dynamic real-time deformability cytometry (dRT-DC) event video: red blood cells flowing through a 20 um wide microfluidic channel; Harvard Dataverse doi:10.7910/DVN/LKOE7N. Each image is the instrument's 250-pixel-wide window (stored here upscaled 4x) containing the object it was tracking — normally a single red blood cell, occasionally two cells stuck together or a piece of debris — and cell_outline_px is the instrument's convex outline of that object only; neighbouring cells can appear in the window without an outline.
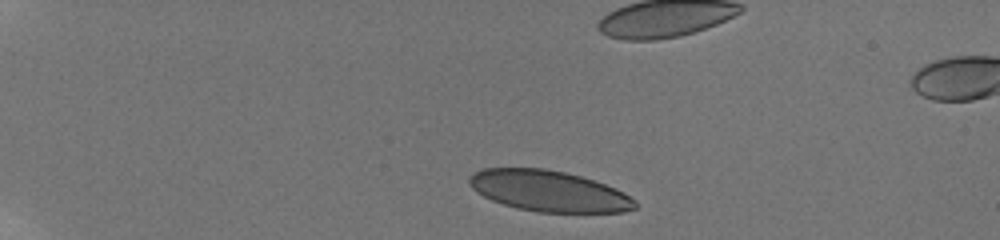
{"species": "human", "species_latin": "Homo sapiens", "temperature_condition": "room temperature", "stored_images_in_passage": 36, "camera_frame_rate_fps": 3000, "um_per_image_px": 0.085, "donor": {"sex": "male"}, "frame": {"image": 1, "passage_image": 2, "time_ms": 0.667, "image_size_px": [1000, 240], "cell_outline_px": [[636, 208], [624, 212], [536, 212], [516, 208], [492, 200], [476, 192], [468, 184], [468, 176], [472, 172], [484, 168], [544, 168], [564, 172], [580, 176], [616, 188], [636, 200]], "centroid_in_image_um": [46.61, 16.23], "position_along_channel_um": 38.4, "area_um2": 39.59}}
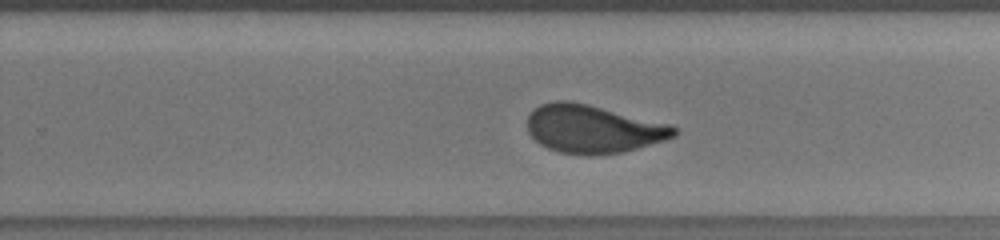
{"frame": {"image": 2, "passage_image": 26, "time_ms": 9.333, "image_size_px": [1000, 240], "cell_outline_px": [[680, 132], [676, 136], [664, 140], [624, 152], [592, 156], [584, 156], [560, 152], [548, 148], [540, 144], [528, 132], [528, 116], [532, 108], [540, 104], [556, 100], [568, 100], [588, 104], [672, 124], [680, 128]], "centroid_in_image_um": [50.44, 10.96], "position_along_channel_um": 279.4, "area_um2": 41.73}}
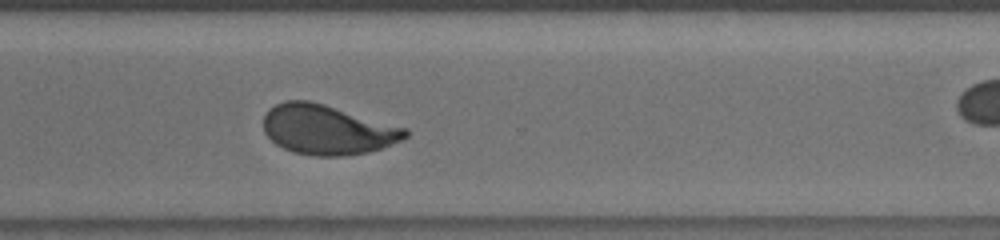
{"frame": {"image": 3, "passage_image": 30, "time_ms": 11.0, "image_size_px": [1000, 240], "cell_outline_px": [[408, 136], [400, 140], [380, 148], [368, 152], [344, 156], [316, 156], [292, 152], [276, 144], [264, 132], [264, 116], [268, 108], [284, 100], [308, 100], [324, 104], [408, 128]], "centroid_in_image_um": [27.8, 11.01], "position_along_channel_um": 342.8, "area_um2": 41.04}, "authors_computed_cell_mechanics": {"area_um2": 41.5293, "velocity_mm_per_s": 3.803, "shape_relaxation_time_tau1_ms": 9.5907, "shape_relaxation_time_tau2_ms": null, "deformation_change_tau1": 0.2621, "deformation_change_tau2": null}}